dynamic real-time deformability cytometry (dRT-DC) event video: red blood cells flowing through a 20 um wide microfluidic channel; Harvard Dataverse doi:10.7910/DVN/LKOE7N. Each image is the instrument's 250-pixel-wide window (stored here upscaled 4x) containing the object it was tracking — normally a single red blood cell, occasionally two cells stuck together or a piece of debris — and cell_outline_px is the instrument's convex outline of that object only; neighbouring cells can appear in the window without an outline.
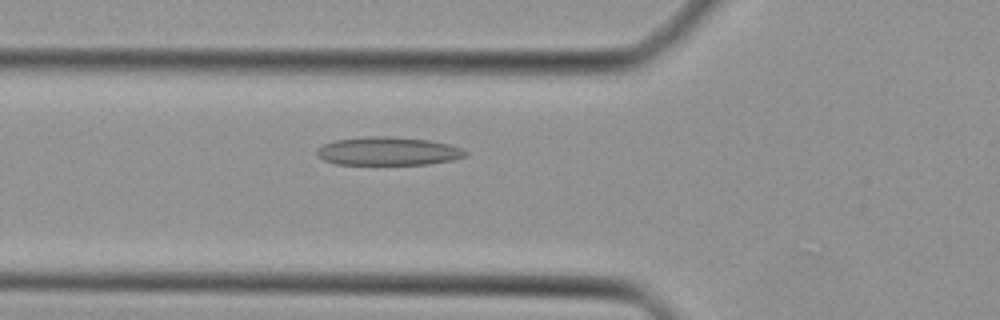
{"species": "Egyptian fruit bat (a non-hibernating species)", "species_latin": "Rousettus aegyptiacus", "temperature_condition": "cold", "stored_images_in_passage": 32, "camera_frame_rate_fps": 3000, "um_per_image_px": 0.085, "animal": {"sex": "female"}, "frame": {"image": 1, "passage_image": 4, "time_ms": 1.0, "image_size_px": [1000, 320], "cell_outline_px": [[468, 156], [452, 160], [428, 164], [336, 164], [324, 160], [316, 152], [316, 148], [324, 144], [336, 140], [368, 136], [388, 136], [428, 140], [448, 144], [460, 148], [468, 152]], "centroid_in_image_um": [33.0, 12.85], "position_along_channel_um": 92.8, "area_um2": 24.39}}
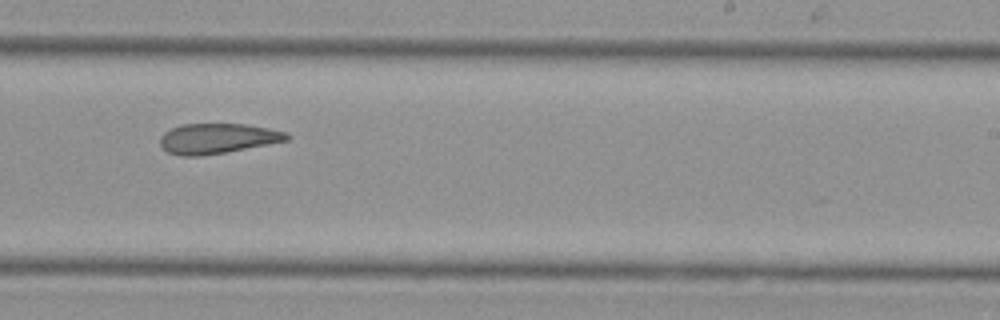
{"frame": {"image": 2, "passage_image": 16, "time_ms": 5.0, "image_size_px": [1000, 320], "cell_outline_px": [[292, 136], [288, 140], [228, 152], [200, 156], [180, 156], [168, 152], [160, 144], [160, 136], [164, 132], [180, 124], [248, 124], [288, 132]], "centroid_in_image_um": [18.5, 11.77], "position_along_channel_um": 270.5, "area_um2": 22.43}}
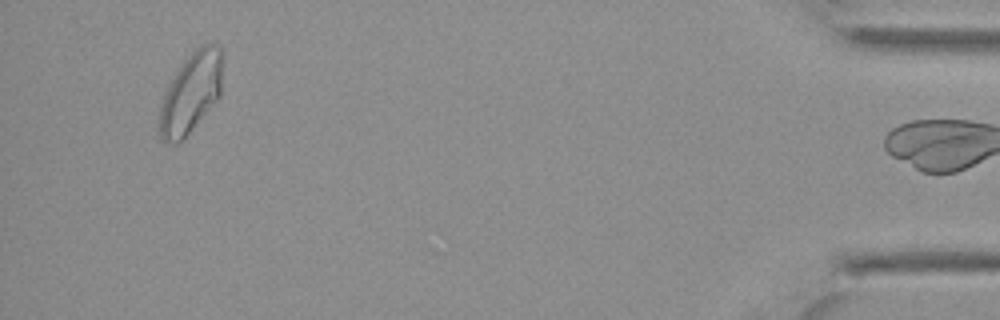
{"frame": {"image": 3, "passage_image": 31, "time_ms": 10.0, "image_size_px": [1000, 320], "cell_outline_px": [[224, 64], [220, 96], [192, 128], [176, 144], [164, 140], [160, 136], [156, 128], [160, 104], [168, 84], [184, 60], [200, 44], [212, 44], [220, 48], [224, 52]], "centroid_in_image_um": [16.23, 7.85], "position_along_channel_um": 419.0, "area_um2": 29.77}}